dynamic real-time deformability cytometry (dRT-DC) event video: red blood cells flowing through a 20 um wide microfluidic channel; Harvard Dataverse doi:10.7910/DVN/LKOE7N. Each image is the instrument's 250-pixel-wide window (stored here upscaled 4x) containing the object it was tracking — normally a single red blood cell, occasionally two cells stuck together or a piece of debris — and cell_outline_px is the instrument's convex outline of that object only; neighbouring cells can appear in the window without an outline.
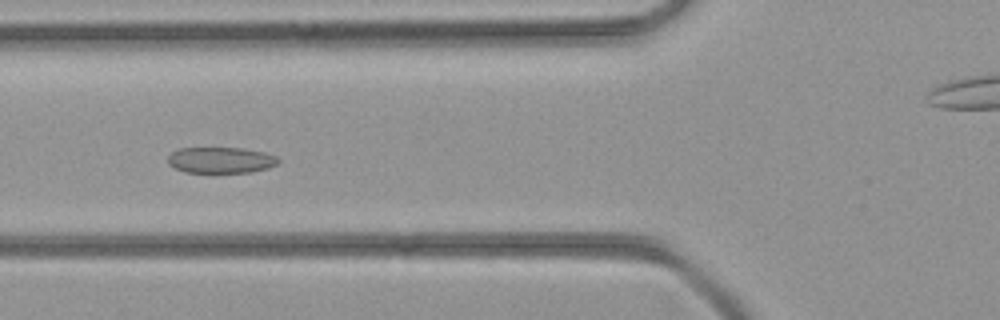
{"species": "common noctule bat (a hibernating species)", "species_latin": "Nyctalus noctula", "temperature_condition": "room temperature", "stored_images_in_passage": 31, "camera_frame_rate_fps": 3000, "um_per_image_px": 0.085, "animal": {"sex": "female", "body_mass_g": 21.9}, "frame": {"image": 1, "passage_image": 11, "time_ms": 3.333, "image_size_px": [1000, 320], "cell_outline_px": [[280, 160], [276, 164], [268, 168], [248, 172], [184, 172], [168, 164], [168, 156], [172, 152], [180, 148], [244, 148], [264, 152], [276, 156]], "centroid_in_image_um": [18.76, 13.6], "position_along_channel_um": 107.0, "area_um2": 16.65}}
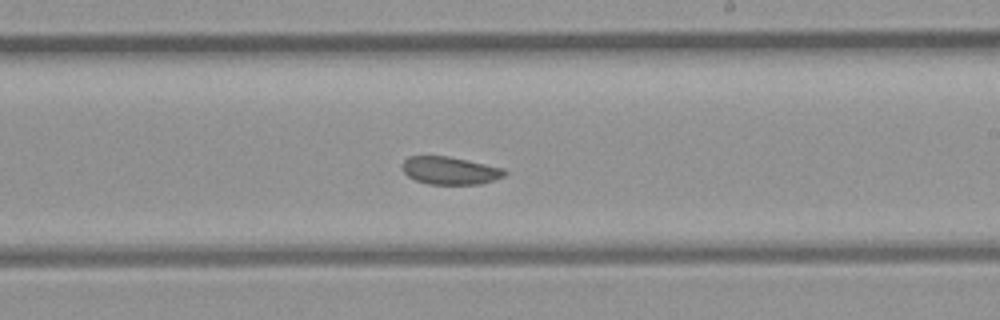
{"frame": {"image": 2, "passage_image": 20, "time_ms": 6.333, "image_size_px": [1000, 320], "cell_outline_px": [[508, 172], [504, 176], [480, 184], [428, 184], [416, 180], [408, 176], [404, 172], [404, 160], [408, 156], [448, 156], [504, 168]], "centroid_in_image_um": [38.27, 14.5], "position_along_channel_um": 250.7, "area_um2": 16.36}}
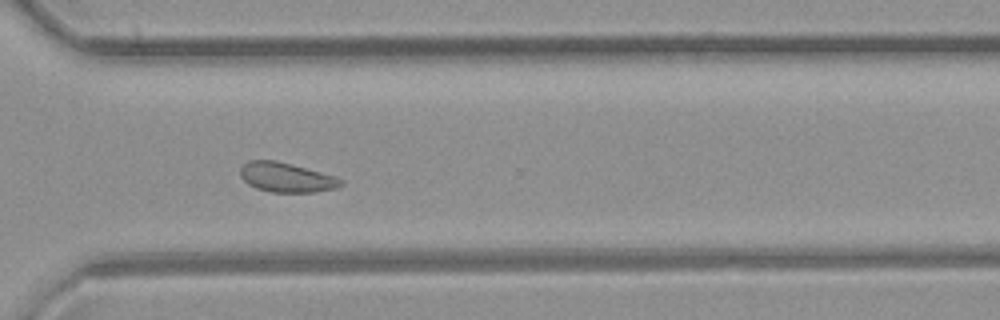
{"frame": {"image": 3, "passage_image": 26, "time_ms": 8.333, "image_size_px": [1000, 320], "cell_outline_px": [[344, 184], [336, 188], [316, 192], [272, 192], [256, 188], [248, 184], [240, 176], [240, 168], [248, 160], [276, 160], [292, 164], [336, 176], [344, 180]], "centroid_in_image_um": [24.36, 15.07], "position_along_channel_um": 346.2, "area_um2": 17.46}}